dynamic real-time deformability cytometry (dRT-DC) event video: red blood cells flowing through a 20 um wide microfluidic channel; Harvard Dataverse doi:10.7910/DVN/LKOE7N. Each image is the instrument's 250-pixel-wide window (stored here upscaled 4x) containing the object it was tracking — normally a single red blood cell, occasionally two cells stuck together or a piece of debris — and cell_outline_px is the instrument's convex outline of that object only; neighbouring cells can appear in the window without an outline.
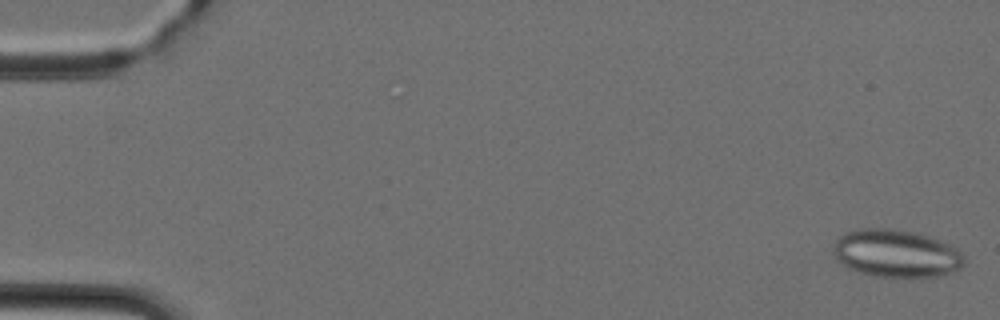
{"species": "Egyptian fruit bat (a non-hibernating species)", "species_latin": "Rousettus aegyptiacus", "temperature_condition": "cold", "stored_images_in_passage": 47, "camera_frame_rate_fps": 3000, "um_per_image_px": 0.085, "animal": {"sex": "female"}, "frame": {"image": 1, "passage_image": 1, "time_ms": 0.0, "image_size_px": [1000, 320], "cell_outline_px": [[964, 264], [960, 268], [952, 272], [940, 276], [872, 276], [848, 268], [836, 260], [832, 252], [832, 244], [844, 232], [860, 228], [888, 228], [912, 232], [928, 236], [940, 240], [956, 248], [964, 256]], "centroid_in_image_um": [76.13, 21.53], "position_along_channel_um": 8.9, "area_um2": 36.41}}
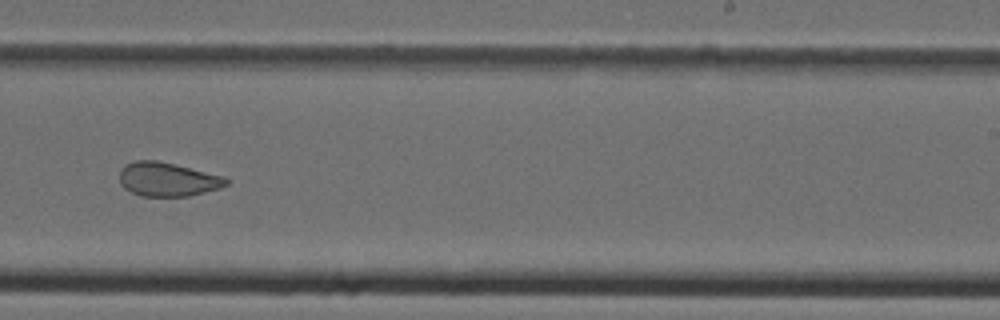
{"frame": {"image": 2, "passage_image": 30, "time_ms": 9.667, "image_size_px": [1000, 320], "cell_outline_px": [[228, 184], [220, 188], [188, 196], [140, 196], [124, 188], [120, 184], [120, 168], [124, 164], [136, 160], [156, 160], [176, 164], [224, 176], [228, 180]], "centroid_in_image_um": [14.22, 15.23], "position_along_channel_um": 274.8, "area_um2": 21.21}}
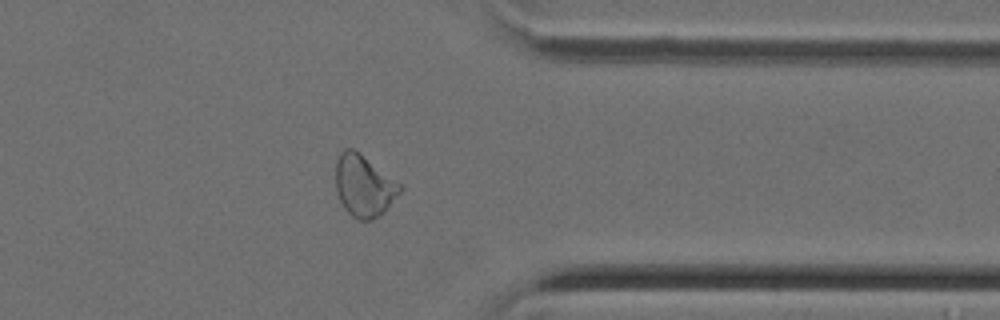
{"frame": {"image": 3, "passage_image": 38, "time_ms": 12.333, "image_size_px": [1000, 320], "cell_outline_px": [[404, 188], [380, 216], [372, 220], [360, 220], [352, 216], [344, 208], [336, 192], [336, 160], [340, 152], [344, 148], [352, 148], [360, 152], [400, 184]], "centroid_in_image_um": [30.92, 15.78], "position_along_channel_um": 380.5, "area_um2": 23.12}}